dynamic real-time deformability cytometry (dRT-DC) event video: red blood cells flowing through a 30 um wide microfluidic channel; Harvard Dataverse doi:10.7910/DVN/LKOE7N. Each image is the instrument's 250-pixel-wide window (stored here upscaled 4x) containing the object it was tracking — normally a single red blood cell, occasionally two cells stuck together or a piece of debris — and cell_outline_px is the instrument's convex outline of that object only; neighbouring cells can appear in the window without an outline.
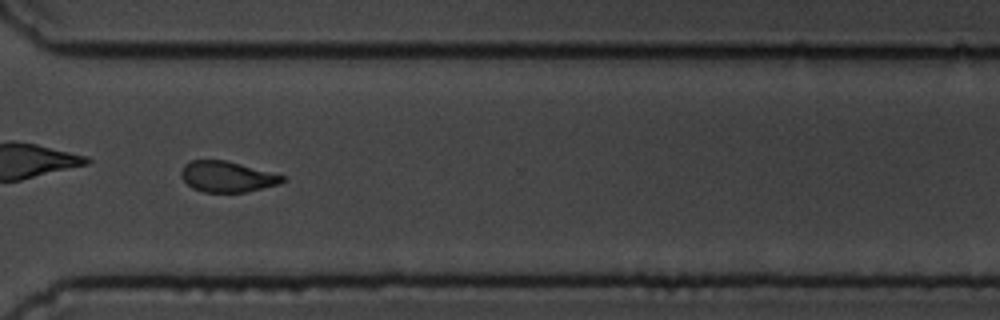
{"species": "common noctule bat (a hibernating species)", "species_latin": "Nyctalus noctula", "temperature_condition": "cold", "stored_images_in_passage": 16, "camera_frame_rate_fps": 3000, "um_per_image_px": 0.085, "animal": {"sex": "male", "body_mass_g": 19.5, "forearm_length_mm": 54.6}, "frame": {"image": 1, "passage_image": 12, "time_ms": 13.333, "image_size_px": [1000, 320], "cell_outline_px": [[288, 180], [280, 184], [244, 192], [204, 192], [192, 188], [180, 176], [180, 172], [184, 164], [192, 160], [224, 160], [240, 164], [284, 176]], "centroid_in_image_um": [19.29, 15.02], "position_along_channel_um": 351.3, "area_um2": 18.03}}
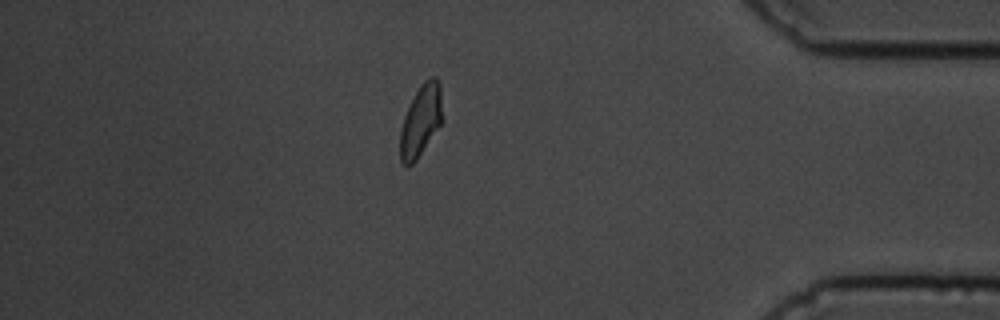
{"frame": {"image": 2, "passage_image": 16, "time_ms": 19.0, "image_size_px": [1000, 320], "cell_outline_px": [[440, 124], [416, 160], [408, 168], [400, 160], [400, 132], [404, 116], [420, 84], [428, 76], [436, 76], [440, 84]], "centroid_in_image_um": [35.73, 10.25], "position_along_channel_um": 399.5, "area_um2": 17.11}, "authors_computed_cell_mechanics": {"area_um2": 18.9584, "velocity_mm_per_s": 3.7184, "shape_relaxation_time_tau1_ms": 2.7059, "shape_relaxation_time_tau2_ms": 4.1787, "deformation_change_tau1": 0.0817, "deformation_change_tau2": 0.0715}}